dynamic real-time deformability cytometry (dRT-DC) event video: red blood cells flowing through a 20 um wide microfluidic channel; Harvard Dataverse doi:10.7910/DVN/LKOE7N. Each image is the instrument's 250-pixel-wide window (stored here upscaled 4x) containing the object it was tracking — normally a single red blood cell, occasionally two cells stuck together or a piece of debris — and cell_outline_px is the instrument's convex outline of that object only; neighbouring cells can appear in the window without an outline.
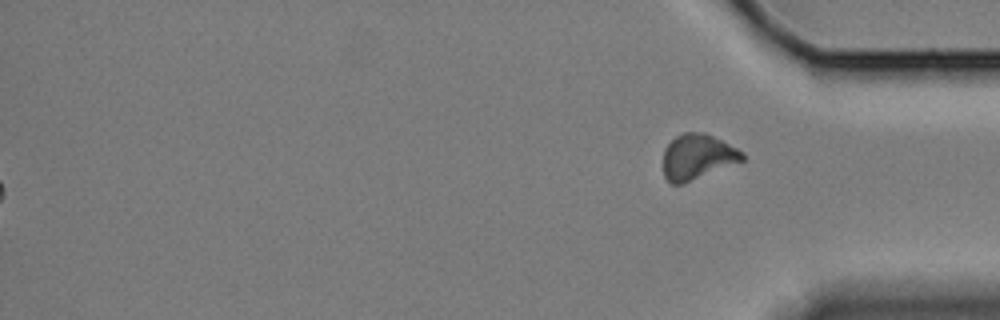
{"species": "Egyptian fruit bat (a non-hibernating species)", "species_latin": "Rousettus aegyptiacus", "temperature_condition": "cold", "stored_images_in_passage": 13, "segment_of_instrument_passage": [2, 2], "camera_frame_rate_fps": 3000, "um_per_image_px": 0.085, "animal": {"sex": "female"}, "frame": {"image": 1, "passage_image": 13, "time_ms": 32.0, "image_size_px": [1000, 320], "cell_outline_px": [[744, 160], [684, 184], [672, 184], [664, 176], [664, 148], [676, 136], [684, 132], [704, 132], [744, 152]], "centroid_in_image_um": [59.27, 13.34], "position_along_channel_um": 375.9, "area_um2": 20.75}}